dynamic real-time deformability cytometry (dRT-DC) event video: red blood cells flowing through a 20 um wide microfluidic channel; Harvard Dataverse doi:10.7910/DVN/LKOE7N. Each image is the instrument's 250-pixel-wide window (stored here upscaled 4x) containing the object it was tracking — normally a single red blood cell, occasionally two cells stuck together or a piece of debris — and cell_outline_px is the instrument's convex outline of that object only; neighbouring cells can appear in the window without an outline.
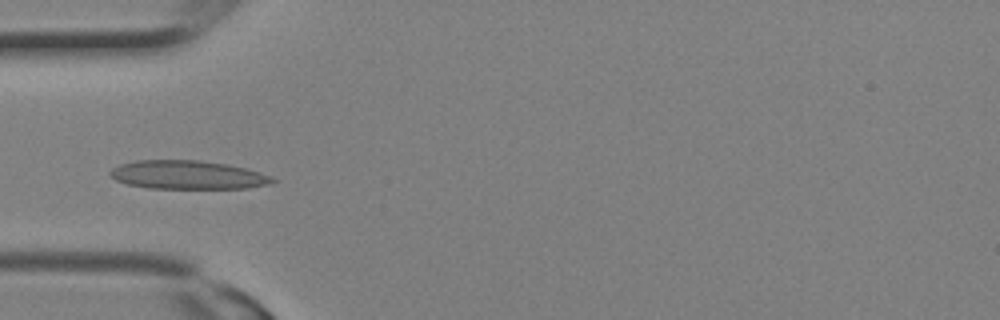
{"species": "Egyptian fruit bat (a non-hibernating species)", "species_latin": "Rousettus aegyptiacus", "temperature_condition": "room temperature", "stored_images_in_passage": 12, "camera_frame_rate_fps": 3000, "um_per_image_px": 0.085, "animal": {"sex": "female"}, "frame": {"image": 1, "passage_image": 9, "time_ms": 2.667, "image_size_px": [1000, 320], "cell_outline_px": [[280, 180], [272, 184], [248, 188], [148, 188], [128, 184], [116, 180], [108, 172], [112, 168], [120, 164], [136, 160], [200, 160], [228, 164], [248, 168], [272, 176]], "centroid_in_image_um": [16.03, 14.86], "position_along_channel_um": 69.0, "area_um2": 27.34}}
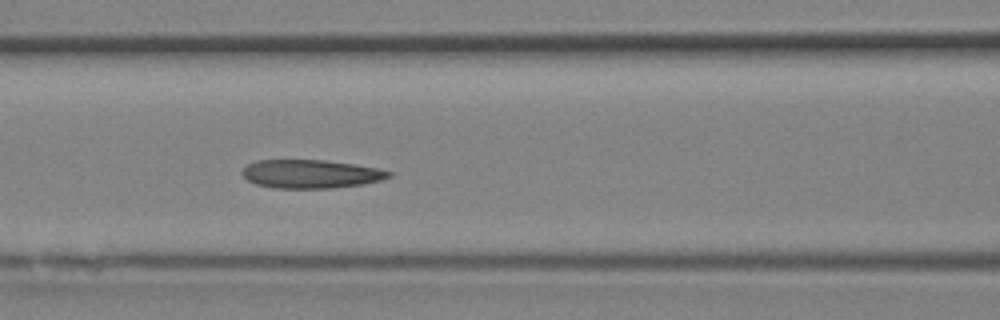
{"frame": {"image": 2, "passage_image": 12, "time_ms": 3.667, "image_size_px": [1000, 320], "cell_outline_px": [[392, 176], [380, 180], [364, 184], [332, 188], [272, 188], [256, 184], [248, 180], [240, 172], [248, 164], [256, 160], [324, 160], [356, 164], [376, 168], [392, 172]], "centroid_in_image_um": [26.41, 14.78], "position_along_channel_um": 140.2, "area_um2": 24.39}}